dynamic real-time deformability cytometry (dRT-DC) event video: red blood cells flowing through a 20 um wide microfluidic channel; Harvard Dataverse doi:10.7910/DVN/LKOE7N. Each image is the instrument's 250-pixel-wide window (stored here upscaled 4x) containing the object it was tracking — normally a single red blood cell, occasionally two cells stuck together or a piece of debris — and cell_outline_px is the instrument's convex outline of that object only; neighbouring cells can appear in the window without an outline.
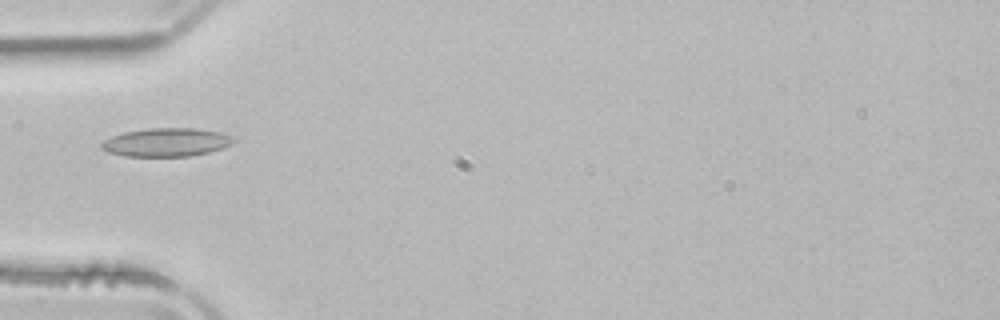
{"species": "common noctule bat (a hibernating species)", "species_latin": "Nyctalus noctula", "temperature_condition": "room temperature", "stored_images_in_passage": 30, "camera_frame_rate_fps": 3000, "um_per_image_px": 0.085, "animal": {"sex": "male", "body_mass_g": 21.5, "forearm_length_mm": 52.0}, "frame": {"image": 1, "passage_image": 1, "time_ms": 0.0, "image_size_px": [1000, 320], "cell_outline_px": [[236, 140], [232, 144], [208, 152], [192, 156], [124, 156], [108, 152], [100, 148], [100, 144], [104, 140], [112, 136], [124, 132], [148, 128], [196, 128], [220, 132], [236, 136]], "centroid_in_image_um": [14.16, 12.09], "position_along_channel_um": 70.8, "area_um2": 22.02}}
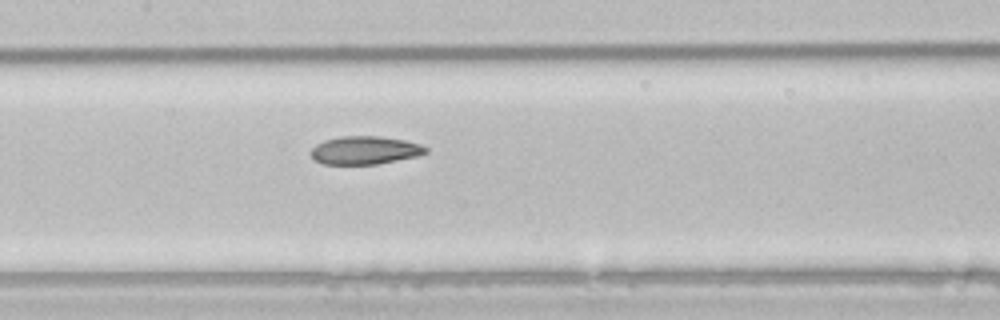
{"frame": {"image": 2, "passage_image": 9, "time_ms": 2.667, "image_size_px": [1000, 320], "cell_outline_px": [[428, 152], [420, 156], [376, 164], [320, 164], [312, 160], [308, 152], [316, 144], [324, 140], [340, 136], [380, 136], [404, 140], [420, 144], [428, 148]], "centroid_in_image_um": [30.98, 12.78], "position_along_channel_um": 176.4, "area_um2": 19.19}}
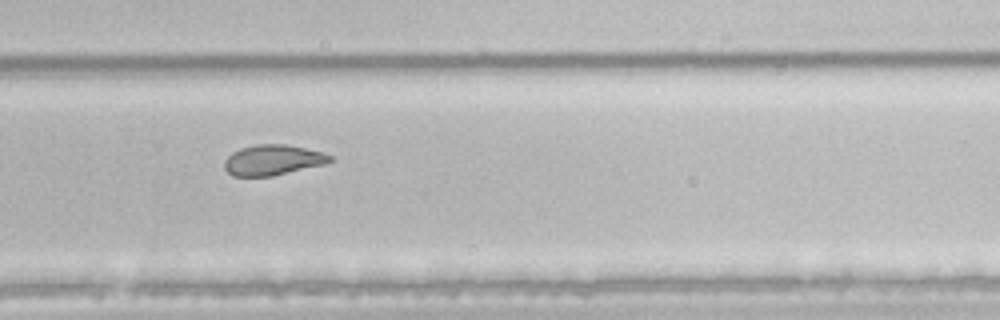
{"frame": {"image": 3, "passage_image": 19, "time_ms": 6.0, "image_size_px": [1000, 320], "cell_outline_px": [[332, 160], [324, 164], [272, 176], [232, 176], [224, 168], [224, 160], [232, 152], [240, 148], [256, 144], [284, 144], [324, 152], [332, 156]], "centroid_in_image_um": [23.16, 13.6], "position_along_channel_um": 306.6, "area_um2": 18.67}, "authors_computed_cell_mechanics": {"area_um2": 19.4497, "velocity_mm_per_s": 3.9227, "shape_relaxation_time_tau1_ms": null, "shape_relaxation_time_tau2_ms": 4.0681, "deformation_change_tau1": null, "deformation_change_tau2": 0.1062}}